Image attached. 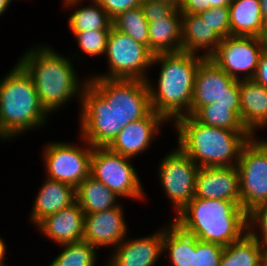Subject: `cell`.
<instances>
[{"label":"cell","mask_w":267,"mask_h":266,"mask_svg":"<svg viewBox=\"0 0 267 266\" xmlns=\"http://www.w3.org/2000/svg\"><path fill=\"white\" fill-rule=\"evenodd\" d=\"M54 50L52 46H33L17 60L32 78L39 102L49 115L71 98L78 97L81 103L82 90L88 82V77L80 82L69 56L63 57Z\"/></svg>","instance_id":"cell-1"},{"label":"cell","mask_w":267,"mask_h":266,"mask_svg":"<svg viewBox=\"0 0 267 266\" xmlns=\"http://www.w3.org/2000/svg\"><path fill=\"white\" fill-rule=\"evenodd\" d=\"M203 59L201 55L184 51L155 54L152 66L160 63L161 67L156 79L158 86H153V81L147 79L152 110L172 122L187 115L191 108L196 72Z\"/></svg>","instance_id":"cell-2"},{"label":"cell","mask_w":267,"mask_h":266,"mask_svg":"<svg viewBox=\"0 0 267 266\" xmlns=\"http://www.w3.org/2000/svg\"><path fill=\"white\" fill-rule=\"evenodd\" d=\"M173 125L178 147L199 167L237 166L243 146L252 137L248 131L202 124L190 115L178 117Z\"/></svg>","instance_id":"cell-3"},{"label":"cell","mask_w":267,"mask_h":266,"mask_svg":"<svg viewBox=\"0 0 267 266\" xmlns=\"http://www.w3.org/2000/svg\"><path fill=\"white\" fill-rule=\"evenodd\" d=\"M173 221L198 240L223 247L248 232V213L235 201L194 197Z\"/></svg>","instance_id":"cell-4"},{"label":"cell","mask_w":267,"mask_h":266,"mask_svg":"<svg viewBox=\"0 0 267 266\" xmlns=\"http://www.w3.org/2000/svg\"><path fill=\"white\" fill-rule=\"evenodd\" d=\"M48 116L32 78L17 62L0 80V141L44 126Z\"/></svg>","instance_id":"cell-5"},{"label":"cell","mask_w":267,"mask_h":266,"mask_svg":"<svg viewBox=\"0 0 267 266\" xmlns=\"http://www.w3.org/2000/svg\"><path fill=\"white\" fill-rule=\"evenodd\" d=\"M88 82L116 109L117 134L127 124L145 117L152 110L146 80L88 76Z\"/></svg>","instance_id":"cell-6"},{"label":"cell","mask_w":267,"mask_h":266,"mask_svg":"<svg viewBox=\"0 0 267 266\" xmlns=\"http://www.w3.org/2000/svg\"><path fill=\"white\" fill-rule=\"evenodd\" d=\"M105 56L109 66L107 74L97 73L91 77L147 81L149 77L147 69L152 67L154 54L146 45L133 40L112 26L107 38Z\"/></svg>","instance_id":"cell-7"},{"label":"cell","mask_w":267,"mask_h":266,"mask_svg":"<svg viewBox=\"0 0 267 266\" xmlns=\"http://www.w3.org/2000/svg\"><path fill=\"white\" fill-rule=\"evenodd\" d=\"M130 159L108 147H93L90 175L102 182L117 197L143 200L145 192Z\"/></svg>","instance_id":"cell-8"},{"label":"cell","mask_w":267,"mask_h":266,"mask_svg":"<svg viewBox=\"0 0 267 266\" xmlns=\"http://www.w3.org/2000/svg\"><path fill=\"white\" fill-rule=\"evenodd\" d=\"M231 105L240 118V80L229 76L210 58H204L197 69L190 112L192 116L204 105Z\"/></svg>","instance_id":"cell-9"},{"label":"cell","mask_w":267,"mask_h":266,"mask_svg":"<svg viewBox=\"0 0 267 266\" xmlns=\"http://www.w3.org/2000/svg\"><path fill=\"white\" fill-rule=\"evenodd\" d=\"M252 136L243 146L237 163L240 184V206L251 212L267 204V144Z\"/></svg>","instance_id":"cell-10"},{"label":"cell","mask_w":267,"mask_h":266,"mask_svg":"<svg viewBox=\"0 0 267 266\" xmlns=\"http://www.w3.org/2000/svg\"><path fill=\"white\" fill-rule=\"evenodd\" d=\"M79 104V136L92 147H107L117 136L116 109L89 82Z\"/></svg>","instance_id":"cell-11"},{"label":"cell","mask_w":267,"mask_h":266,"mask_svg":"<svg viewBox=\"0 0 267 266\" xmlns=\"http://www.w3.org/2000/svg\"><path fill=\"white\" fill-rule=\"evenodd\" d=\"M163 228V253L170 266H219L224 247L198 240L173 220Z\"/></svg>","instance_id":"cell-12"},{"label":"cell","mask_w":267,"mask_h":266,"mask_svg":"<svg viewBox=\"0 0 267 266\" xmlns=\"http://www.w3.org/2000/svg\"><path fill=\"white\" fill-rule=\"evenodd\" d=\"M81 139L82 146L56 141L46 145L43 150V159L47 178L67 183L76 188L90 175L93 147L86 140Z\"/></svg>","instance_id":"cell-13"},{"label":"cell","mask_w":267,"mask_h":266,"mask_svg":"<svg viewBox=\"0 0 267 266\" xmlns=\"http://www.w3.org/2000/svg\"><path fill=\"white\" fill-rule=\"evenodd\" d=\"M266 47V41L261 37L229 35L221 40L209 58L229 76L248 80L254 77Z\"/></svg>","instance_id":"cell-14"},{"label":"cell","mask_w":267,"mask_h":266,"mask_svg":"<svg viewBox=\"0 0 267 266\" xmlns=\"http://www.w3.org/2000/svg\"><path fill=\"white\" fill-rule=\"evenodd\" d=\"M159 163V182L174 205L175 216L194 198L199 166L179 147L171 150Z\"/></svg>","instance_id":"cell-15"},{"label":"cell","mask_w":267,"mask_h":266,"mask_svg":"<svg viewBox=\"0 0 267 266\" xmlns=\"http://www.w3.org/2000/svg\"><path fill=\"white\" fill-rule=\"evenodd\" d=\"M167 120L151 110L145 117L127 124L107 146L111 151L134 159L150 148Z\"/></svg>","instance_id":"cell-16"},{"label":"cell","mask_w":267,"mask_h":266,"mask_svg":"<svg viewBox=\"0 0 267 266\" xmlns=\"http://www.w3.org/2000/svg\"><path fill=\"white\" fill-rule=\"evenodd\" d=\"M119 204L102 212L85 214L84 241L97 249L119 245L128 235V226L124 219V210Z\"/></svg>","instance_id":"cell-17"},{"label":"cell","mask_w":267,"mask_h":266,"mask_svg":"<svg viewBox=\"0 0 267 266\" xmlns=\"http://www.w3.org/2000/svg\"><path fill=\"white\" fill-rule=\"evenodd\" d=\"M239 183L237 166L199 167L194 197L240 204Z\"/></svg>","instance_id":"cell-18"},{"label":"cell","mask_w":267,"mask_h":266,"mask_svg":"<svg viewBox=\"0 0 267 266\" xmlns=\"http://www.w3.org/2000/svg\"><path fill=\"white\" fill-rule=\"evenodd\" d=\"M111 254L106 266H154L163 255V228L140 238L126 237Z\"/></svg>","instance_id":"cell-19"},{"label":"cell","mask_w":267,"mask_h":266,"mask_svg":"<svg viewBox=\"0 0 267 266\" xmlns=\"http://www.w3.org/2000/svg\"><path fill=\"white\" fill-rule=\"evenodd\" d=\"M85 214L75 202L68 208L47 216L36 227L54 243L78 242L83 239Z\"/></svg>","instance_id":"cell-20"},{"label":"cell","mask_w":267,"mask_h":266,"mask_svg":"<svg viewBox=\"0 0 267 266\" xmlns=\"http://www.w3.org/2000/svg\"><path fill=\"white\" fill-rule=\"evenodd\" d=\"M30 213L35 227L47 216L68 208L76 202L75 188L67 183L46 178L36 194Z\"/></svg>","instance_id":"cell-21"},{"label":"cell","mask_w":267,"mask_h":266,"mask_svg":"<svg viewBox=\"0 0 267 266\" xmlns=\"http://www.w3.org/2000/svg\"><path fill=\"white\" fill-rule=\"evenodd\" d=\"M240 120L252 136L267 128V88L252 79L240 80Z\"/></svg>","instance_id":"cell-22"},{"label":"cell","mask_w":267,"mask_h":266,"mask_svg":"<svg viewBox=\"0 0 267 266\" xmlns=\"http://www.w3.org/2000/svg\"><path fill=\"white\" fill-rule=\"evenodd\" d=\"M221 40L199 14L182 13V51L209 58Z\"/></svg>","instance_id":"cell-23"},{"label":"cell","mask_w":267,"mask_h":266,"mask_svg":"<svg viewBox=\"0 0 267 266\" xmlns=\"http://www.w3.org/2000/svg\"><path fill=\"white\" fill-rule=\"evenodd\" d=\"M149 50L158 53L182 51V13L176 9L169 17L148 22Z\"/></svg>","instance_id":"cell-24"},{"label":"cell","mask_w":267,"mask_h":266,"mask_svg":"<svg viewBox=\"0 0 267 266\" xmlns=\"http://www.w3.org/2000/svg\"><path fill=\"white\" fill-rule=\"evenodd\" d=\"M229 21L232 36L264 38L266 35L260 0H233L229 5Z\"/></svg>","instance_id":"cell-25"},{"label":"cell","mask_w":267,"mask_h":266,"mask_svg":"<svg viewBox=\"0 0 267 266\" xmlns=\"http://www.w3.org/2000/svg\"><path fill=\"white\" fill-rule=\"evenodd\" d=\"M84 0H64L67 8H76L68 18V28L71 32L88 30H110L112 19L96 0H89L90 5L80 6ZM93 4V5H91ZM79 6V8H78Z\"/></svg>","instance_id":"cell-26"},{"label":"cell","mask_w":267,"mask_h":266,"mask_svg":"<svg viewBox=\"0 0 267 266\" xmlns=\"http://www.w3.org/2000/svg\"><path fill=\"white\" fill-rule=\"evenodd\" d=\"M75 194L84 214L102 212L119 205V197L91 175L75 188Z\"/></svg>","instance_id":"cell-27"},{"label":"cell","mask_w":267,"mask_h":266,"mask_svg":"<svg viewBox=\"0 0 267 266\" xmlns=\"http://www.w3.org/2000/svg\"><path fill=\"white\" fill-rule=\"evenodd\" d=\"M265 247L249 232L224 247L219 266H263Z\"/></svg>","instance_id":"cell-28"},{"label":"cell","mask_w":267,"mask_h":266,"mask_svg":"<svg viewBox=\"0 0 267 266\" xmlns=\"http://www.w3.org/2000/svg\"><path fill=\"white\" fill-rule=\"evenodd\" d=\"M192 117L205 125L233 131H247L240 118L231 110V105H204Z\"/></svg>","instance_id":"cell-29"},{"label":"cell","mask_w":267,"mask_h":266,"mask_svg":"<svg viewBox=\"0 0 267 266\" xmlns=\"http://www.w3.org/2000/svg\"><path fill=\"white\" fill-rule=\"evenodd\" d=\"M60 246L64 249L49 266H96V262H98L97 248L84 240Z\"/></svg>","instance_id":"cell-30"},{"label":"cell","mask_w":267,"mask_h":266,"mask_svg":"<svg viewBox=\"0 0 267 266\" xmlns=\"http://www.w3.org/2000/svg\"><path fill=\"white\" fill-rule=\"evenodd\" d=\"M112 26L130 36L133 40L146 45L149 49L148 21L140 6L117 15L112 19Z\"/></svg>","instance_id":"cell-31"},{"label":"cell","mask_w":267,"mask_h":266,"mask_svg":"<svg viewBox=\"0 0 267 266\" xmlns=\"http://www.w3.org/2000/svg\"><path fill=\"white\" fill-rule=\"evenodd\" d=\"M110 30H88L72 32L81 51L89 56L104 55Z\"/></svg>","instance_id":"cell-32"},{"label":"cell","mask_w":267,"mask_h":266,"mask_svg":"<svg viewBox=\"0 0 267 266\" xmlns=\"http://www.w3.org/2000/svg\"><path fill=\"white\" fill-rule=\"evenodd\" d=\"M198 14L222 39L230 35L229 7H212Z\"/></svg>","instance_id":"cell-33"},{"label":"cell","mask_w":267,"mask_h":266,"mask_svg":"<svg viewBox=\"0 0 267 266\" xmlns=\"http://www.w3.org/2000/svg\"><path fill=\"white\" fill-rule=\"evenodd\" d=\"M248 232L267 248V204L257 206L248 213Z\"/></svg>","instance_id":"cell-34"},{"label":"cell","mask_w":267,"mask_h":266,"mask_svg":"<svg viewBox=\"0 0 267 266\" xmlns=\"http://www.w3.org/2000/svg\"><path fill=\"white\" fill-rule=\"evenodd\" d=\"M140 7L148 22L169 17L177 8L159 1H142Z\"/></svg>","instance_id":"cell-35"},{"label":"cell","mask_w":267,"mask_h":266,"mask_svg":"<svg viewBox=\"0 0 267 266\" xmlns=\"http://www.w3.org/2000/svg\"><path fill=\"white\" fill-rule=\"evenodd\" d=\"M113 19L122 12L141 5L142 0H96Z\"/></svg>","instance_id":"cell-36"},{"label":"cell","mask_w":267,"mask_h":266,"mask_svg":"<svg viewBox=\"0 0 267 266\" xmlns=\"http://www.w3.org/2000/svg\"><path fill=\"white\" fill-rule=\"evenodd\" d=\"M212 8V0H181L179 11L181 13L198 14Z\"/></svg>","instance_id":"cell-37"},{"label":"cell","mask_w":267,"mask_h":266,"mask_svg":"<svg viewBox=\"0 0 267 266\" xmlns=\"http://www.w3.org/2000/svg\"><path fill=\"white\" fill-rule=\"evenodd\" d=\"M254 82L267 88V47L262 52L256 73L252 78Z\"/></svg>","instance_id":"cell-38"},{"label":"cell","mask_w":267,"mask_h":266,"mask_svg":"<svg viewBox=\"0 0 267 266\" xmlns=\"http://www.w3.org/2000/svg\"><path fill=\"white\" fill-rule=\"evenodd\" d=\"M261 16L264 25L267 27V0H260Z\"/></svg>","instance_id":"cell-39"},{"label":"cell","mask_w":267,"mask_h":266,"mask_svg":"<svg viewBox=\"0 0 267 266\" xmlns=\"http://www.w3.org/2000/svg\"><path fill=\"white\" fill-rule=\"evenodd\" d=\"M6 244L2 238H0V266H6L4 263L5 254H6Z\"/></svg>","instance_id":"cell-40"},{"label":"cell","mask_w":267,"mask_h":266,"mask_svg":"<svg viewBox=\"0 0 267 266\" xmlns=\"http://www.w3.org/2000/svg\"><path fill=\"white\" fill-rule=\"evenodd\" d=\"M233 0H212V7H229Z\"/></svg>","instance_id":"cell-41"},{"label":"cell","mask_w":267,"mask_h":266,"mask_svg":"<svg viewBox=\"0 0 267 266\" xmlns=\"http://www.w3.org/2000/svg\"><path fill=\"white\" fill-rule=\"evenodd\" d=\"M142 1H159V2H162V3L173 5L177 9H179L180 5H181V0H142Z\"/></svg>","instance_id":"cell-42"},{"label":"cell","mask_w":267,"mask_h":266,"mask_svg":"<svg viewBox=\"0 0 267 266\" xmlns=\"http://www.w3.org/2000/svg\"><path fill=\"white\" fill-rule=\"evenodd\" d=\"M11 0H0V16L9 8Z\"/></svg>","instance_id":"cell-43"},{"label":"cell","mask_w":267,"mask_h":266,"mask_svg":"<svg viewBox=\"0 0 267 266\" xmlns=\"http://www.w3.org/2000/svg\"><path fill=\"white\" fill-rule=\"evenodd\" d=\"M263 266H267V248L265 249V252L263 255Z\"/></svg>","instance_id":"cell-44"},{"label":"cell","mask_w":267,"mask_h":266,"mask_svg":"<svg viewBox=\"0 0 267 266\" xmlns=\"http://www.w3.org/2000/svg\"><path fill=\"white\" fill-rule=\"evenodd\" d=\"M264 39H265L266 44H267V31H266V35H265Z\"/></svg>","instance_id":"cell-45"}]
</instances>
